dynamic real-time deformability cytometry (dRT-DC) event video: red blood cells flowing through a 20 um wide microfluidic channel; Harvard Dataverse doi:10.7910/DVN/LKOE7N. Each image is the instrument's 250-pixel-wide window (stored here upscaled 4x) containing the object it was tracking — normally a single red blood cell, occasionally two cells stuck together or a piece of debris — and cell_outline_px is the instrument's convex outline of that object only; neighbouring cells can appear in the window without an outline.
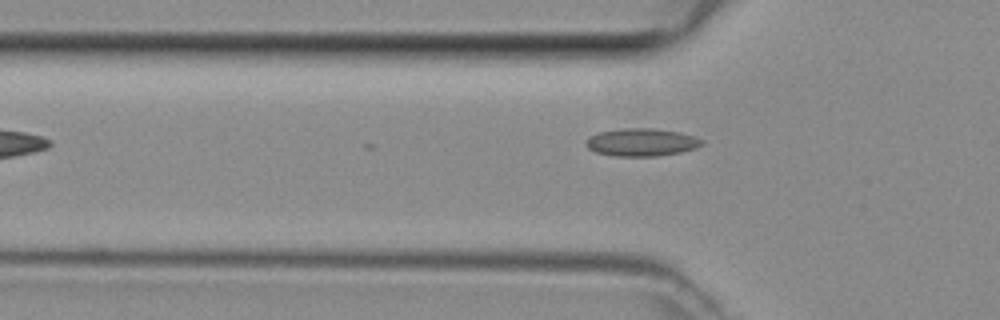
{"species": "common noctule bat (a hibernating species)", "species_latin": "Nyctalus noctula", "temperature_condition": "room temperature", "stored_images_in_passage": 4, "segment_of_instrument_passage": [2, 2], "camera_frame_rate_fps": 3000, "um_per_image_px": 0.085, "animal": {"sex": "female", "body_mass_g": 29.2, "forearm_length_mm": 56.3}, "frame": {"image": 1, "passage_image": 4, "time_ms": 1.0, "image_size_px": [1000, 320], "cell_outline_px": [[704, 144], [696, 148], [680, 152], [656, 156], [612, 156], [596, 152], [588, 148], [584, 144], [588, 136], [600, 132], [620, 128], [656, 128], [680, 132], [704, 140]], "centroid_in_image_um": [54.51, 12.09], "position_along_channel_um": 71.3, "area_um2": 18.9}}